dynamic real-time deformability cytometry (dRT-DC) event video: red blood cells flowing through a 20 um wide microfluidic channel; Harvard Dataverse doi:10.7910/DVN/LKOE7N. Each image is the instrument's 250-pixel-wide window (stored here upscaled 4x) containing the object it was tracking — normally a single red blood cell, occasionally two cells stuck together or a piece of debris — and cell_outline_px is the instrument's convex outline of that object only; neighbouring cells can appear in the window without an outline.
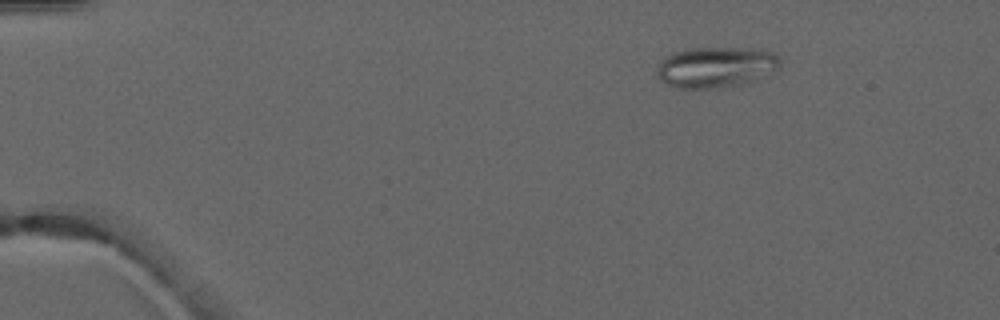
{"species": "common noctule bat (a hibernating species)", "species_latin": "Nyctalus noctula", "temperature_condition": "warm", "stored_images_in_passage": 3, "camera_frame_rate_fps": 3000, "um_per_image_px": 0.085, "animal": {"sex": "male", "forearm_length_mm": 52.5}, "frame": {"image": 1, "passage_image": 1, "time_ms": 0.0, "image_size_px": [1000, 320], "cell_outline_px": [[780, 68], [752, 80], [740, 84], [720, 88], [680, 88], [668, 84], [660, 80], [656, 76], [656, 68], [660, 60], [684, 48], [748, 48], [772, 52], [780, 60]], "centroid_in_image_um": [60.8, 5.7], "position_along_channel_um": 24.2, "area_um2": 29.07}}